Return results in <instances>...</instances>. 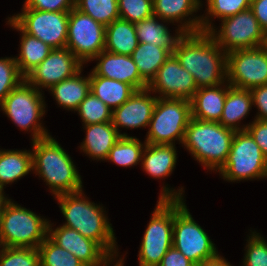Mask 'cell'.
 <instances>
[{"instance_id":"cell-11","label":"cell","mask_w":267,"mask_h":266,"mask_svg":"<svg viewBox=\"0 0 267 266\" xmlns=\"http://www.w3.org/2000/svg\"><path fill=\"white\" fill-rule=\"evenodd\" d=\"M220 21L222 22L220 29L217 31L218 28L213 27L208 33L226 53L237 49H253L267 45V36L251 9Z\"/></svg>"},{"instance_id":"cell-8","label":"cell","mask_w":267,"mask_h":266,"mask_svg":"<svg viewBox=\"0 0 267 266\" xmlns=\"http://www.w3.org/2000/svg\"><path fill=\"white\" fill-rule=\"evenodd\" d=\"M191 119V103L186 99L158 97L148 125L145 142L175 145L183 143Z\"/></svg>"},{"instance_id":"cell-32","label":"cell","mask_w":267,"mask_h":266,"mask_svg":"<svg viewBox=\"0 0 267 266\" xmlns=\"http://www.w3.org/2000/svg\"><path fill=\"white\" fill-rule=\"evenodd\" d=\"M145 145V141L141 143L136 137H121L109 151L106 161L125 168L135 166L141 162Z\"/></svg>"},{"instance_id":"cell-4","label":"cell","mask_w":267,"mask_h":266,"mask_svg":"<svg viewBox=\"0 0 267 266\" xmlns=\"http://www.w3.org/2000/svg\"><path fill=\"white\" fill-rule=\"evenodd\" d=\"M183 192L162 187L138 251L139 266H158L173 246L174 199H184Z\"/></svg>"},{"instance_id":"cell-47","label":"cell","mask_w":267,"mask_h":266,"mask_svg":"<svg viewBox=\"0 0 267 266\" xmlns=\"http://www.w3.org/2000/svg\"><path fill=\"white\" fill-rule=\"evenodd\" d=\"M8 197L5 196V192L3 189L0 187V199H7Z\"/></svg>"},{"instance_id":"cell-5","label":"cell","mask_w":267,"mask_h":266,"mask_svg":"<svg viewBox=\"0 0 267 266\" xmlns=\"http://www.w3.org/2000/svg\"><path fill=\"white\" fill-rule=\"evenodd\" d=\"M235 131L219 122L190 119L182 146L204 168L218 171L226 162Z\"/></svg>"},{"instance_id":"cell-45","label":"cell","mask_w":267,"mask_h":266,"mask_svg":"<svg viewBox=\"0 0 267 266\" xmlns=\"http://www.w3.org/2000/svg\"><path fill=\"white\" fill-rule=\"evenodd\" d=\"M250 9L267 36V0H251Z\"/></svg>"},{"instance_id":"cell-42","label":"cell","mask_w":267,"mask_h":266,"mask_svg":"<svg viewBox=\"0 0 267 266\" xmlns=\"http://www.w3.org/2000/svg\"><path fill=\"white\" fill-rule=\"evenodd\" d=\"M246 131L252 136L267 159V120L255 119L247 123Z\"/></svg>"},{"instance_id":"cell-44","label":"cell","mask_w":267,"mask_h":266,"mask_svg":"<svg viewBox=\"0 0 267 266\" xmlns=\"http://www.w3.org/2000/svg\"><path fill=\"white\" fill-rule=\"evenodd\" d=\"M158 266H195V264L172 246L163 256Z\"/></svg>"},{"instance_id":"cell-46","label":"cell","mask_w":267,"mask_h":266,"mask_svg":"<svg viewBox=\"0 0 267 266\" xmlns=\"http://www.w3.org/2000/svg\"><path fill=\"white\" fill-rule=\"evenodd\" d=\"M195 266H232L230 262H227V260L218 254L214 258L208 259L207 261H204L198 265Z\"/></svg>"},{"instance_id":"cell-14","label":"cell","mask_w":267,"mask_h":266,"mask_svg":"<svg viewBox=\"0 0 267 266\" xmlns=\"http://www.w3.org/2000/svg\"><path fill=\"white\" fill-rule=\"evenodd\" d=\"M227 82L251 90L267 84V45L227 53Z\"/></svg>"},{"instance_id":"cell-18","label":"cell","mask_w":267,"mask_h":266,"mask_svg":"<svg viewBox=\"0 0 267 266\" xmlns=\"http://www.w3.org/2000/svg\"><path fill=\"white\" fill-rule=\"evenodd\" d=\"M157 99V95L151 96L148 88L137 90L125 103L113 110L112 124L121 137H129V135L121 133L119 128L148 127Z\"/></svg>"},{"instance_id":"cell-2","label":"cell","mask_w":267,"mask_h":266,"mask_svg":"<svg viewBox=\"0 0 267 266\" xmlns=\"http://www.w3.org/2000/svg\"><path fill=\"white\" fill-rule=\"evenodd\" d=\"M55 199L66 220L63 226L75 229L83 237L94 240L113 259L118 258L114 230L102 205L89 201L83 190L58 195Z\"/></svg>"},{"instance_id":"cell-27","label":"cell","mask_w":267,"mask_h":266,"mask_svg":"<svg viewBox=\"0 0 267 266\" xmlns=\"http://www.w3.org/2000/svg\"><path fill=\"white\" fill-rule=\"evenodd\" d=\"M83 69L75 76L52 86L49 92L55 98L57 105L63 109L75 112L83 99L90 92V79L81 76Z\"/></svg>"},{"instance_id":"cell-31","label":"cell","mask_w":267,"mask_h":266,"mask_svg":"<svg viewBox=\"0 0 267 266\" xmlns=\"http://www.w3.org/2000/svg\"><path fill=\"white\" fill-rule=\"evenodd\" d=\"M171 54L166 47H159L153 43H138L131 57L140 76L149 84Z\"/></svg>"},{"instance_id":"cell-43","label":"cell","mask_w":267,"mask_h":266,"mask_svg":"<svg viewBox=\"0 0 267 266\" xmlns=\"http://www.w3.org/2000/svg\"><path fill=\"white\" fill-rule=\"evenodd\" d=\"M250 91L253 105L258 109L255 119L267 120V84L255 87Z\"/></svg>"},{"instance_id":"cell-1","label":"cell","mask_w":267,"mask_h":266,"mask_svg":"<svg viewBox=\"0 0 267 266\" xmlns=\"http://www.w3.org/2000/svg\"><path fill=\"white\" fill-rule=\"evenodd\" d=\"M173 54L192 74L198 88L227 82V53L208 32L183 33Z\"/></svg>"},{"instance_id":"cell-7","label":"cell","mask_w":267,"mask_h":266,"mask_svg":"<svg viewBox=\"0 0 267 266\" xmlns=\"http://www.w3.org/2000/svg\"><path fill=\"white\" fill-rule=\"evenodd\" d=\"M44 98L41 91L23 80L5 97L0 108L22 131L31 132L32 141L38 140L50 136L40 123L47 106Z\"/></svg>"},{"instance_id":"cell-20","label":"cell","mask_w":267,"mask_h":266,"mask_svg":"<svg viewBox=\"0 0 267 266\" xmlns=\"http://www.w3.org/2000/svg\"><path fill=\"white\" fill-rule=\"evenodd\" d=\"M198 10L200 8L192 0H153V14L167 25L180 23L177 26L182 33L201 31V16L194 14Z\"/></svg>"},{"instance_id":"cell-13","label":"cell","mask_w":267,"mask_h":266,"mask_svg":"<svg viewBox=\"0 0 267 266\" xmlns=\"http://www.w3.org/2000/svg\"><path fill=\"white\" fill-rule=\"evenodd\" d=\"M106 26L75 7L69 12L66 48L84 64L105 49Z\"/></svg>"},{"instance_id":"cell-15","label":"cell","mask_w":267,"mask_h":266,"mask_svg":"<svg viewBox=\"0 0 267 266\" xmlns=\"http://www.w3.org/2000/svg\"><path fill=\"white\" fill-rule=\"evenodd\" d=\"M82 69L83 63L70 49H53L25 76V80L42 92V88L49 90L55 84L75 76Z\"/></svg>"},{"instance_id":"cell-49","label":"cell","mask_w":267,"mask_h":266,"mask_svg":"<svg viewBox=\"0 0 267 266\" xmlns=\"http://www.w3.org/2000/svg\"><path fill=\"white\" fill-rule=\"evenodd\" d=\"M5 200H6V199H0V212H1V208H2V206H3L4 202H5Z\"/></svg>"},{"instance_id":"cell-16","label":"cell","mask_w":267,"mask_h":266,"mask_svg":"<svg viewBox=\"0 0 267 266\" xmlns=\"http://www.w3.org/2000/svg\"><path fill=\"white\" fill-rule=\"evenodd\" d=\"M152 94L158 93L161 98H176L191 100L198 90L191 73L180 65L172 53L159 68L155 77L147 87ZM155 92V93H154Z\"/></svg>"},{"instance_id":"cell-19","label":"cell","mask_w":267,"mask_h":266,"mask_svg":"<svg viewBox=\"0 0 267 266\" xmlns=\"http://www.w3.org/2000/svg\"><path fill=\"white\" fill-rule=\"evenodd\" d=\"M94 60L98 61L92 69L96 75L127 83L136 91L148 87L131 56L103 50L92 61Z\"/></svg>"},{"instance_id":"cell-38","label":"cell","mask_w":267,"mask_h":266,"mask_svg":"<svg viewBox=\"0 0 267 266\" xmlns=\"http://www.w3.org/2000/svg\"><path fill=\"white\" fill-rule=\"evenodd\" d=\"M23 80L14 57L0 58V104Z\"/></svg>"},{"instance_id":"cell-37","label":"cell","mask_w":267,"mask_h":266,"mask_svg":"<svg viewBox=\"0 0 267 266\" xmlns=\"http://www.w3.org/2000/svg\"><path fill=\"white\" fill-rule=\"evenodd\" d=\"M0 266H40L37 248L0 246Z\"/></svg>"},{"instance_id":"cell-30","label":"cell","mask_w":267,"mask_h":266,"mask_svg":"<svg viewBox=\"0 0 267 266\" xmlns=\"http://www.w3.org/2000/svg\"><path fill=\"white\" fill-rule=\"evenodd\" d=\"M33 171L31 150L0 149V187L11 184Z\"/></svg>"},{"instance_id":"cell-12","label":"cell","mask_w":267,"mask_h":266,"mask_svg":"<svg viewBox=\"0 0 267 266\" xmlns=\"http://www.w3.org/2000/svg\"><path fill=\"white\" fill-rule=\"evenodd\" d=\"M10 17L25 33L32 35L53 49L66 48L69 12H47L22 8Z\"/></svg>"},{"instance_id":"cell-36","label":"cell","mask_w":267,"mask_h":266,"mask_svg":"<svg viewBox=\"0 0 267 266\" xmlns=\"http://www.w3.org/2000/svg\"><path fill=\"white\" fill-rule=\"evenodd\" d=\"M75 111L79 114L83 126L95 123L112 122L113 110L91 92H89L86 98L82 100Z\"/></svg>"},{"instance_id":"cell-10","label":"cell","mask_w":267,"mask_h":266,"mask_svg":"<svg viewBox=\"0 0 267 266\" xmlns=\"http://www.w3.org/2000/svg\"><path fill=\"white\" fill-rule=\"evenodd\" d=\"M217 172L228 182L267 178V159L247 131H238L226 162Z\"/></svg>"},{"instance_id":"cell-25","label":"cell","mask_w":267,"mask_h":266,"mask_svg":"<svg viewBox=\"0 0 267 266\" xmlns=\"http://www.w3.org/2000/svg\"><path fill=\"white\" fill-rule=\"evenodd\" d=\"M7 20L10 27L22 33L19 44L20 52L14 58L20 73L25 77L49 55L53 48L38 38L25 33L10 17Z\"/></svg>"},{"instance_id":"cell-41","label":"cell","mask_w":267,"mask_h":266,"mask_svg":"<svg viewBox=\"0 0 267 266\" xmlns=\"http://www.w3.org/2000/svg\"><path fill=\"white\" fill-rule=\"evenodd\" d=\"M75 7V0H25L23 8L47 12H70Z\"/></svg>"},{"instance_id":"cell-35","label":"cell","mask_w":267,"mask_h":266,"mask_svg":"<svg viewBox=\"0 0 267 266\" xmlns=\"http://www.w3.org/2000/svg\"><path fill=\"white\" fill-rule=\"evenodd\" d=\"M40 266H86L71 252L61 248L49 236L37 248Z\"/></svg>"},{"instance_id":"cell-34","label":"cell","mask_w":267,"mask_h":266,"mask_svg":"<svg viewBox=\"0 0 267 266\" xmlns=\"http://www.w3.org/2000/svg\"><path fill=\"white\" fill-rule=\"evenodd\" d=\"M75 8L105 26L120 18L118 0H75Z\"/></svg>"},{"instance_id":"cell-48","label":"cell","mask_w":267,"mask_h":266,"mask_svg":"<svg viewBox=\"0 0 267 266\" xmlns=\"http://www.w3.org/2000/svg\"><path fill=\"white\" fill-rule=\"evenodd\" d=\"M192 1H194V3L200 8V7H202V2H201V0H192Z\"/></svg>"},{"instance_id":"cell-23","label":"cell","mask_w":267,"mask_h":266,"mask_svg":"<svg viewBox=\"0 0 267 266\" xmlns=\"http://www.w3.org/2000/svg\"><path fill=\"white\" fill-rule=\"evenodd\" d=\"M175 145L146 143L141 158V167L153 178L162 179L170 176L177 163Z\"/></svg>"},{"instance_id":"cell-29","label":"cell","mask_w":267,"mask_h":266,"mask_svg":"<svg viewBox=\"0 0 267 266\" xmlns=\"http://www.w3.org/2000/svg\"><path fill=\"white\" fill-rule=\"evenodd\" d=\"M160 20L159 17L153 15L142 21L135 22L134 25L138 42L147 44L153 43L159 47H166L173 53L176 42L183 33L177 28L175 30L176 34L172 36L167 25H164L166 21L161 20L160 22Z\"/></svg>"},{"instance_id":"cell-9","label":"cell","mask_w":267,"mask_h":266,"mask_svg":"<svg viewBox=\"0 0 267 266\" xmlns=\"http://www.w3.org/2000/svg\"><path fill=\"white\" fill-rule=\"evenodd\" d=\"M184 202V199H174L173 246L198 265L217 256L218 250Z\"/></svg>"},{"instance_id":"cell-24","label":"cell","mask_w":267,"mask_h":266,"mask_svg":"<svg viewBox=\"0 0 267 266\" xmlns=\"http://www.w3.org/2000/svg\"><path fill=\"white\" fill-rule=\"evenodd\" d=\"M253 105L251 91L231 86L228 83V91L219 123L225 128L238 131H246L248 125H240L241 120L250 113Z\"/></svg>"},{"instance_id":"cell-3","label":"cell","mask_w":267,"mask_h":266,"mask_svg":"<svg viewBox=\"0 0 267 266\" xmlns=\"http://www.w3.org/2000/svg\"><path fill=\"white\" fill-rule=\"evenodd\" d=\"M31 146L33 172L44 180L54 197L83 190L72 158L54 137L33 140Z\"/></svg>"},{"instance_id":"cell-21","label":"cell","mask_w":267,"mask_h":266,"mask_svg":"<svg viewBox=\"0 0 267 266\" xmlns=\"http://www.w3.org/2000/svg\"><path fill=\"white\" fill-rule=\"evenodd\" d=\"M228 91V82L217 86L201 87L193 95L191 117L201 121L219 122Z\"/></svg>"},{"instance_id":"cell-6","label":"cell","mask_w":267,"mask_h":266,"mask_svg":"<svg viewBox=\"0 0 267 266\" xmlns=\"http://www.w3.org/2000/svg\"><path fill=\"white\" fill-rule=\"evenodd\" d=\"M48 223L7 198L0 212V246L38 248L48 236Z\"/></svg>"},{"instance_id":"cell-26","label":"cell","mask_w":267,"mask_h":266,"mask_svg":"<svg viewBox=\"0 0 267 266\" xmlns=\"http://www.w3.org/2000/svg\"><path fill=\"white\" fill-rule=\"evenodd\" d=\"M90 92L101 99L111 110L125 103L136 91L131 85L89 73Z\"/></svg>"},{"instance_id":"cell-22","label":"cell","mask_w":267,"mask_h":266,"mask_svg":"<svg viewBox=\"0 0 267 266\" xmlns=\"http://www.w3.org/2000/svg\"><path fill=\"white\" fill-rule=\"evenodd\" d=\"M83 129L86 136L80 150L92 160L105 161L113 145L121 138L112 122L89 124Z\"/></svg>"},{"instance_id":"cell-33","label":"cell","mask_w":267,"mask_h":266,"mask_svg":"<svg viewBox=\"0 0 267 266\" xmlns=\"http://www.w3.org/2000/svg\"><path fill=\"white\" fill-rule=\"evenodd\" d=\"M206 6V15H201V31L204 32H208L214 27L210 21L213 18L222 20L250 9L251 0H207Z\"/></svg>"},{"instance_id":"cell-28","label":"cell","mask_w":267,"mask_h":266,"mask_svg":"<svg viewBox=\"0 0 267 266\" xmlns=\"http://www.w3.org/2000/svg\"><path fill=\"white\" fill-rule=\"evenodd\" d=\"M138 43L134 23L119 18L106 26L104 50L131 56Z\"/></svg>"},{"instance_id":"cell-40","label":"cell","mask_w":267,"mask_h":266,"mask_svg":"<svg viewBox=\"0 0 267 266\" xmlns=\"http://www.w3.org/2000/svg\"><path fill=\"white\" fill-rule=\"evenodd\" d=\"M248 236L243 266H267V240L259 233L250 230Z\"/></svg>"},{"instance_id":"cell-17","label":"cell","mask_w":267,"mask_h":266,"mask_svg":"<svg viewBox=\"0 0 267 266\" xmlns=\"http://www.w3.org/2000/svg\"><path fill=\"white\" fill-rule=\"evenodd\" d=\"M48 223V236L61 248L71 252L86 266H106L113 258L94 240L83 237L75 229ZM53 227V228H52Z\"/></svg>"},{"instance_id":"cell-39","label":"cell","mask_w":267,"mask_h":266,"mask_svg":"<svg viewBox=\"0 0 267 266\" xmlns=\"http://www.w3.org/2000/svg\"><path fill=\"white\" fill-rule=\"evenodd\" d=\"M120 19L135 23L153 16V0H118Z\"/></svg>"}]
</instances>
